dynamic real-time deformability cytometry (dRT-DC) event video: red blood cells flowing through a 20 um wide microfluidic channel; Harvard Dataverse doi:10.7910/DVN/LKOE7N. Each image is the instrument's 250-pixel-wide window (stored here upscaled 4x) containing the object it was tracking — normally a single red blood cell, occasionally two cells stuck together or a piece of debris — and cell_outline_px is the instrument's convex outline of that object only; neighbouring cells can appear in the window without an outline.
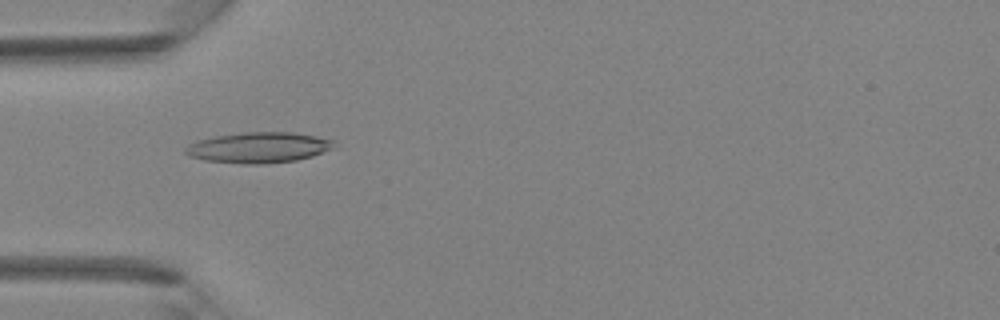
{"species": "Egyptian fruit bat (a non-hibernating species)", "species_latin": "Rousettus aegyptiacus", "temperature_condition": "room temperature", "stored_images_in_passage": 41, "camera_frame_rate_fps": 3000, "um_per_image_px": 0.085, "animal": {"sex": "female"}, "frame": {"image": 1, "passage_image": 13, "time_ms": 4.0, "image_size_px": [1000, 320], "cell_outline_px": [[336, 148], [312, 156], [296, 160], [264, 164], [244, 164], [204, 160], [188, 156], [184, 152], [184, 148], [188, 144], [196, 140], [216, 136], [244, 132], [292, 132], [316, 136], [336, 140]], "centroid_in_image_um": [22.0, 12.54], "position_along_channel_um": 63.0, "area_um2": 26.88}}
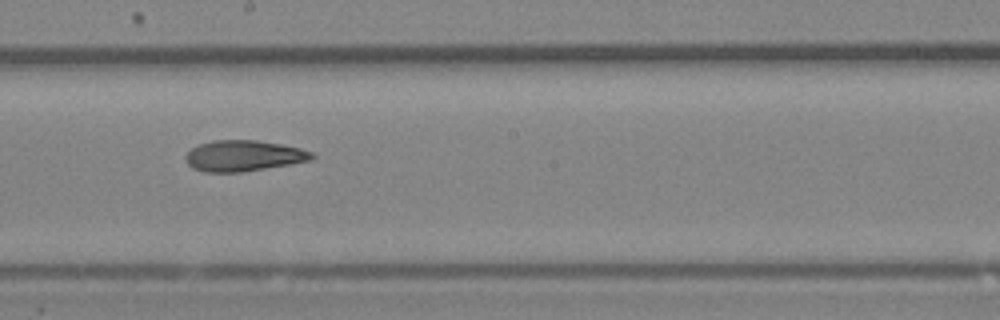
{"frame": {"image": 2, "passage_image": 23, "time_ms": 7.333, "image_size_px": [1000, 320], "cell_outline_px": [[316, 156], [312, 160], [240, 172], [204, 172], [192, 168], [184, 160], [184, 156], [192, 148], [200, 144], [212, 140], [256, 140], [280, 144], [300, 148], [312, 152]], "centroid_in_image_um": [20.67, 13.24], "position_along_channel_um": 227.5, "area_um2": 22.66}}
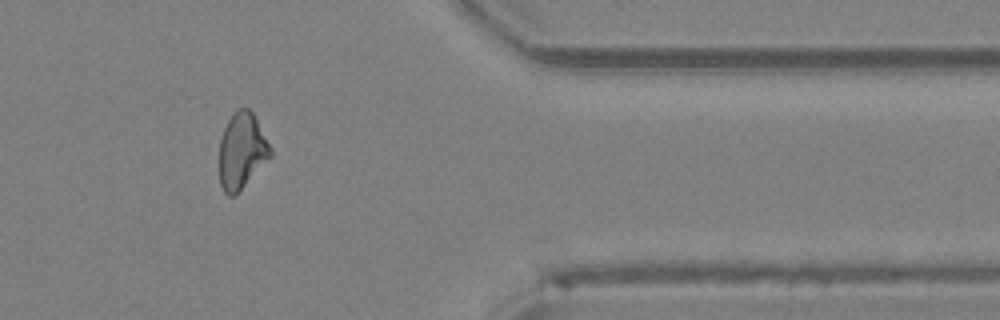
{"frame": {"image": 3, "passage_image": 34, "time_ms": 11.0, "image_size_px": [1000, 320], "cell_outline_px": [[272, 156], [232, 196], [228, 196], [224, 192], [220, 184], [220, 140], [224, 128], [232, 112], [236, 108], [248, 108], [252, 112], [272, 152]], "centroid_in_image_um": [20.52, 12.79], "position_along_channel_um": 390.9, "area_um2": 21.96}}